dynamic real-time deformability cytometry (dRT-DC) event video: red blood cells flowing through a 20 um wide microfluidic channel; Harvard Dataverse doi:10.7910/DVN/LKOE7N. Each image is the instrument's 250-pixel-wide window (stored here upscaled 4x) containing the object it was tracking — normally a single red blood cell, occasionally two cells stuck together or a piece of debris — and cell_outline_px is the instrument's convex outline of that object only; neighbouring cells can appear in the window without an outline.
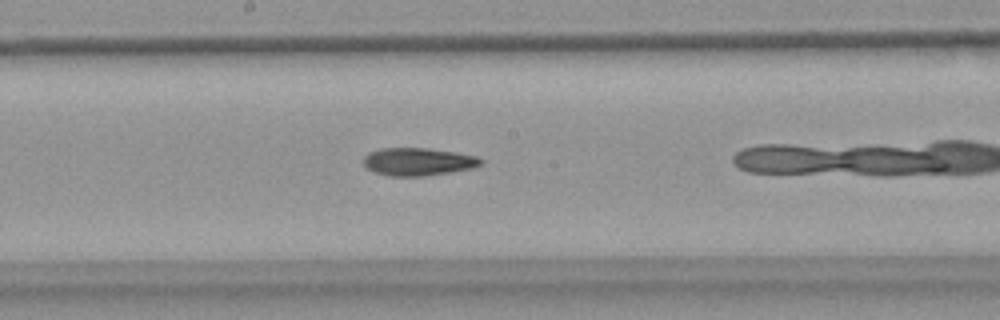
{"species": "common noctule bat (a hibernating species)", "species_latin": "Nyctalus noctula", "temperature_condition": "warm", "stored_images_in_passage": 26, "camera_frame_rate_fps": 3000, "um_per_image_px": 0.085, "animal": {"sex": "female", "body_mass_g": 18.4}, "frame": {"image": 1, "passage_image": 12, "time_ms": 3.667, "image_size_px": [1000, 320], "cell_outline_px": [[484, 164], [476, 168], [452, 172], [424, 176], [388, 176], [376, 172], [368, 168], [364, 164], [364, 156], [368, 152], [380, 148], [428, 148], [456, 152], [476, 156], [484, 160]], "centroid_in_image_um": [35.6, 13.74], "position_along_channel_um": 212.6, "area_um2": 19.25}}
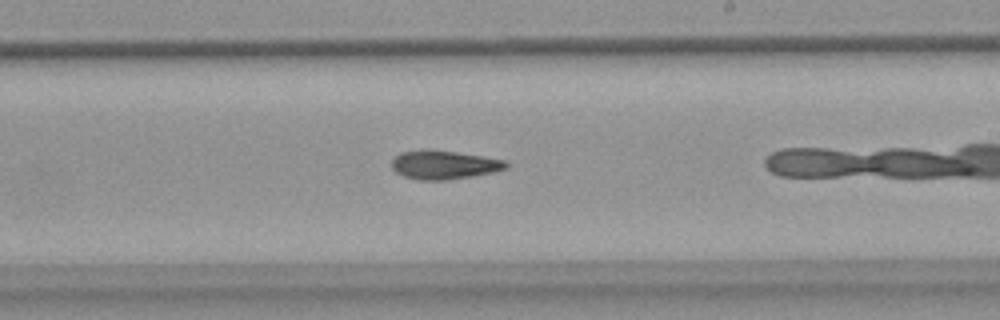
{"frame": {"image": 2, "passage_image": 15, "time_ms": 4.667, "image_size_px": [1000, 320], "cell_outline_px": [[508, 168], [492, 172], [472, 176], [448, 180], [420, 180], [404, 176], [396, 172], [392, 168], [392, 160], [400, 152], [424, 148], [428, 148], [484, 156], [504, 160], [508, 164]], "centroid_in_image_um": [37.72, 13.99], "position_along_channel_um": 251.3, "area_um2": 19.31}}